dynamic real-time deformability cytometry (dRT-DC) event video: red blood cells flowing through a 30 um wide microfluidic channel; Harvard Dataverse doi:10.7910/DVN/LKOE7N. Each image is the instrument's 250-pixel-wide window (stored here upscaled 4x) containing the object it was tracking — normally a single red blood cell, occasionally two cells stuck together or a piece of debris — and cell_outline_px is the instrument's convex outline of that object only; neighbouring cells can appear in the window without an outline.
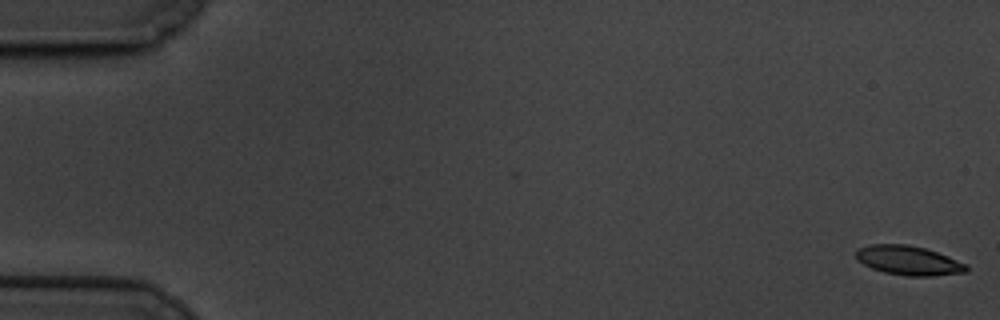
{"species": "common noctule bat (a hibernating species)", "species_latin": "Nyctalus noctula", "temperature_condition": "cold", "stored_images_in_passage": 60, "camera_frame_rate_fps": 3000, "um_per_image_px": 0.085, "animal": {"sex": "male", "body_mass_g": 19.5, "forearm_length_mm": 54.6}, "frame": {"image": 1, "passage_image": 1, "time_ms": 0.0, "image_size_px": [1000, 320], "cell_outline_px": [[968, 272], [932, 276], [908, 276], [884, 272], [872, 268], [856, 260], [856, 252], [860, 248], [872, 244], [908, 244], [924, 248], [948, 256], [968, 264]], "centroid_in_image_um": [77.26, 22.14], "position_along_channel_um": 7.7, "area_um2": 18.84}}
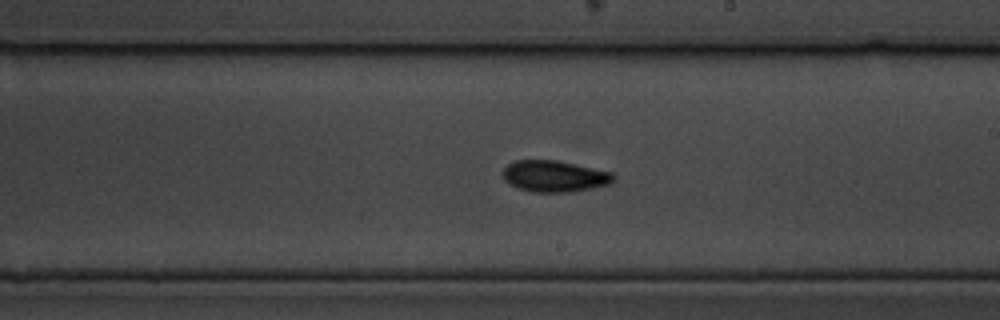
{"frame": {"image": 2, "passage_image": 35, "time_ms": 11.333, "image_size_px": [1000, 320], "cell_outline_px": [[616, 180], [612, 184], [572, 192], [532, 192], [516, 188], [504, 180], [500, 172], [508, 164], [516, 160], [556, 160], [612, 172], [616, 176]], "centroid_in_image_um": [47.13, 14.99], "position_along_channel_um": 241.9, "area_um2": 20.58}}
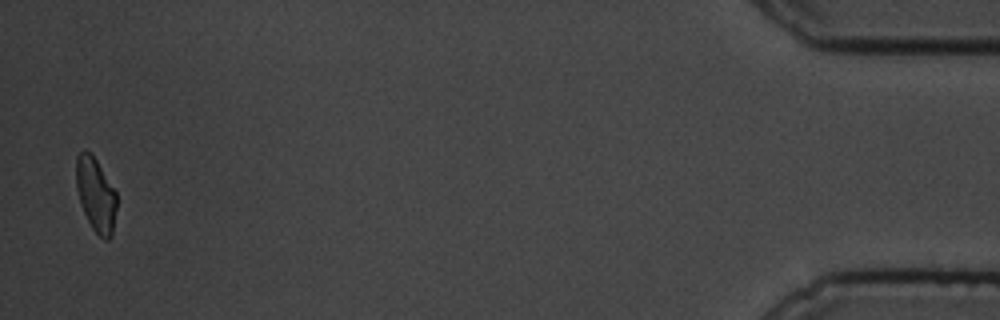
{"frame": {"image": 3, "passage_image": 59, "time_ms": 19.333, "image_size_px": [1000, 320], "cell_outline_px": [[116, 208], [112, 236], [108, 240], [104, 240], [92, 228], [80, 204], [76, 188], [76, 156], [84, 148], [96, 160], [116, 192]], "centroid_in_image_um": [8.13, 16.56], "position_along_channel_um": 427.1, "area_um2": 17.34}, "authors_computed_cell_mechanics": {"area_um2": 19.0451, "velocity_mm_per_s": 3.3708, "shape_relaxation_time_tau1_ms": 2.6728, "shape_relaxation_time_tau2_ms": 8.2182, "deformation_change_tau1": 0.1182, "deformation_change_tau2": 0.1487}}